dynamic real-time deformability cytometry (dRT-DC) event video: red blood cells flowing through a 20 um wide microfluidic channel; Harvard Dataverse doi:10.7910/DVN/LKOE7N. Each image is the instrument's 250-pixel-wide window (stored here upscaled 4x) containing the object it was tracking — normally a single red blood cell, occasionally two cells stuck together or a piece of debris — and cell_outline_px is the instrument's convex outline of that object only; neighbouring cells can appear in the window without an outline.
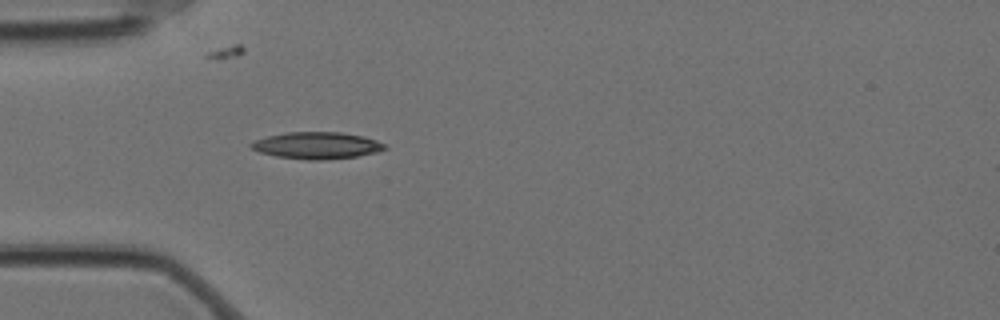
{"species": "Egyptian fruit bat (a non-hibernating species)", "species_latin": "Rousettus aegyptiacus", "temperature_condition": "cold", "stored_images_in_passage": 3, "camera_frame_rate_fps": 3000, "um_per_image_px": 0.085, "animal": {"sex": "female"}, "frame": {"image": 1, "passage_image": 3, "time_ms": 0.667, "image_size_px": [1000, 320], "cell_outline_px": [[388, 148], [376, 152], [356, 156], [324, 160], [308, 160], [276, 156], [260, 152], [252, 148], [248, 144], [252, 140], [268, 136], [288, 132], [340, 132], [364, 136], [388, 144]], "centroid_in_image_um": [26.94, 12.36], "position_along_channel_um": 58.1, "area_um2": 20.98}}